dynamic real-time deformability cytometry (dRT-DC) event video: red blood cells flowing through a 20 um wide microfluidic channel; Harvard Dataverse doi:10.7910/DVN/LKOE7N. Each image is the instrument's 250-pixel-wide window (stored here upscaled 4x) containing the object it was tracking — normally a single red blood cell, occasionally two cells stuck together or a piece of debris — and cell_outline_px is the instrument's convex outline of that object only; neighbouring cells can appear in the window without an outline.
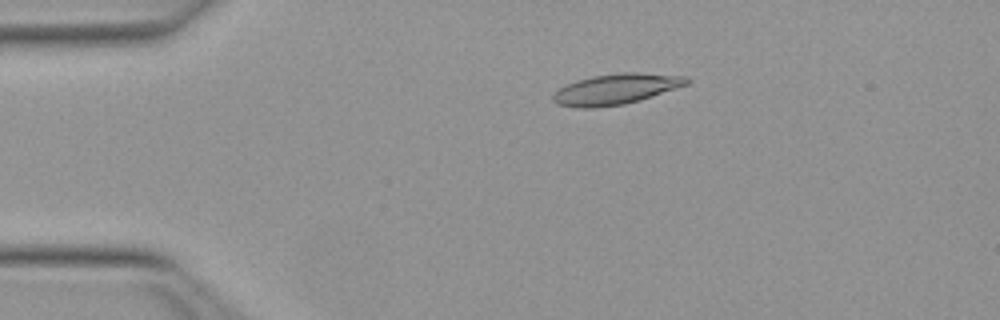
{"species": "Egyptian fruit bat (a non-hibernating species)", "species_latin": "Rousettus aegyptiacus", "temperature_condition": "warm", "stored_images_in_passage": 51, "camera_frame_rate_fps": 3000, "um_per_image_px": 0.085, "animal": {"sex": "female"}, "frame": {"image": 1, "passage_image": 10, "time_ms": 3.0, "image_size_px": [1000, 320], "cell_outline_px": [[692, 80], [688, 84], [640, 100], [624, 104], [596, 108], [576, 108], [556, 104], [552, 100], [552, 96], [560, 88], [576, 80], [592, 76], [624, 72], [636, 72], [688, 76]], "centroid_in_image_um": [52.37, 7.57], "position_along_channel_um": 32.6, "area_um2": 23.93}}
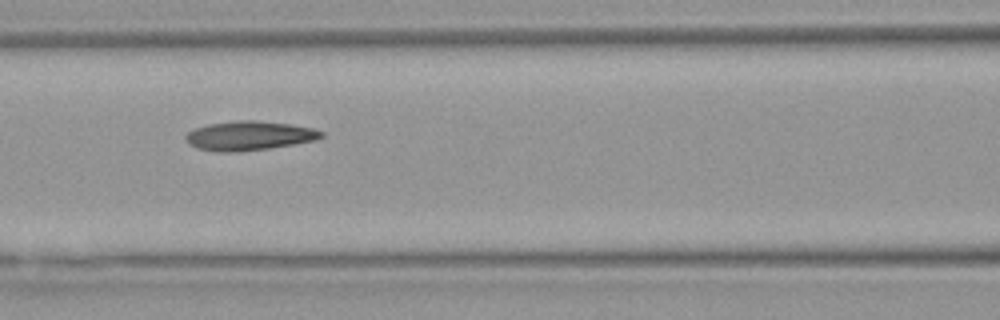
{"frame": {"image": 2, "passage_image": 22, "time_ms": 7.0, "image_size_px": [1000, 320], "cell_outline_px": [[324, 136], [316, 140], [268, 148], [240, 152], [220, 152], [196, 148], [188, 144], [184, 136], [188, 132], [196, 128], [208, 124], [236, 120], [256, 120], [292, 124], [312, 128], [324, 132]], "centroid_in_image_um": [21.17, 11.53], "position_along_channel_um": 145.4, "area_um2": 23.18}}
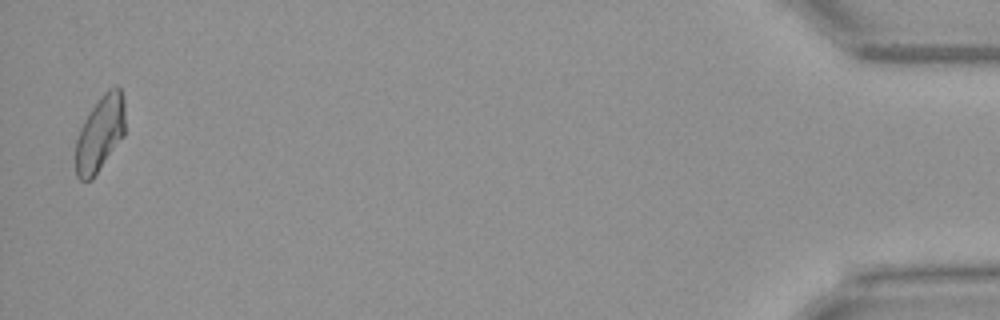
{"frame": {"image": 3, "passage_image": 50, "time_ms": 16.333, "image_size_px": [1000, 320], "cell_outline_px": [[124, 136], [92, 180], [80, 180], [76, 176], [76, 140], [80, 128], [84, 120], [100, 96], [108, 88], [116, 84], [120, 88], [124, 100]], "centroid_in_image_um": [8.51, 11.34], "position_along_channel_um": 426.7, "area_um2": 21.85}, "authors_computed_cell_mechanics": {"area_um2": 22.1952, "velocity_mm_per_s": 3.9978, "shape_relaxation_time_tau1_ms": 7.2789, "shape_relaxation_time_tau2_ms": 3.6733, "deformation_change_tau1": 0.2148, "deformation_change_tau2": 0.1275}}